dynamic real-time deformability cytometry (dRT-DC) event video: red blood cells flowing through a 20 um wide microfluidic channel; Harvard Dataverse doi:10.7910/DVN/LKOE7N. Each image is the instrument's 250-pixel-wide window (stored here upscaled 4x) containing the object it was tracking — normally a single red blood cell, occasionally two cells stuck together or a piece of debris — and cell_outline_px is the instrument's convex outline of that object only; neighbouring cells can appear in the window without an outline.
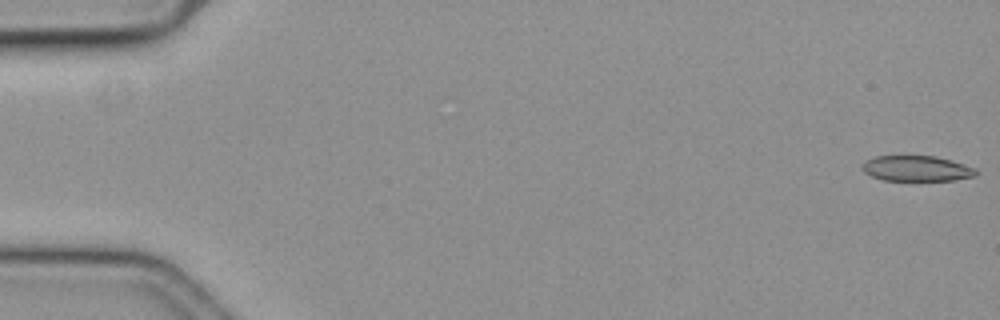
{"species": "common noctule bat (a hibernating species)", "species_latin": "Nyctalus noctula", "temperature_condition": "cold", "stored_images_in_passage": 21, "camera_frame_rate_fps": 3000, "um_per_image_px": 0.085, "animal": {"sex": "female", "body_mass_g": 19.3, "forearm_length_mm": 54.1}, "frame": {"image": 1, "passage_image": 1, "time_ms": 0.0, "image_size_px": [1000, 320], "cell_outline_px": [[976, 176], [956, 180], [884, 180], [872, 176], [864, 172], [860, 168], [868, 160], [876, 156], [936, 156], [952, 160], [976, 168]], "centroid_in_image_um": [77.95, 14.32], "position_along_channel_um": 7.1, "area_um2": 16.82}}
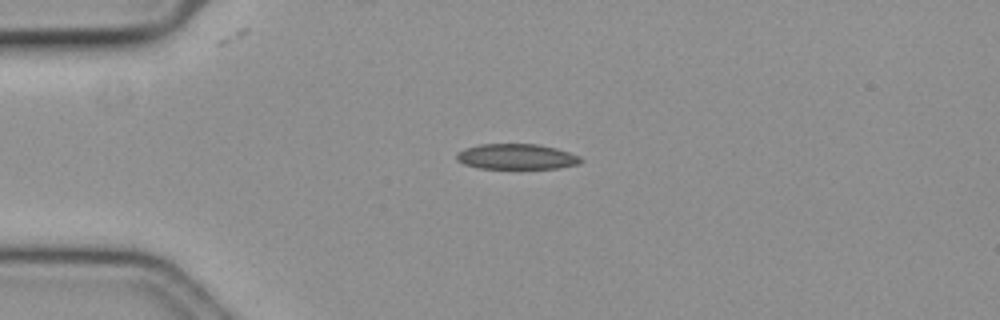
{"frame": {"image": 2, "passage_image": 15, "time_ms": 4.667, "image_size_px": [1000, 320], "cell_outline_px": [[584, 160], [580, 164], [560, 168], [480, 168], [464, 164], [456, 160], [456, 152], [464, 148], [480, 144], [540, 144], [556, 148], [580, 156]], "centroid_in_image_um": [43.91, 13.31], "position_along_channel_um": 41.1, "area_um2": 18.55}}
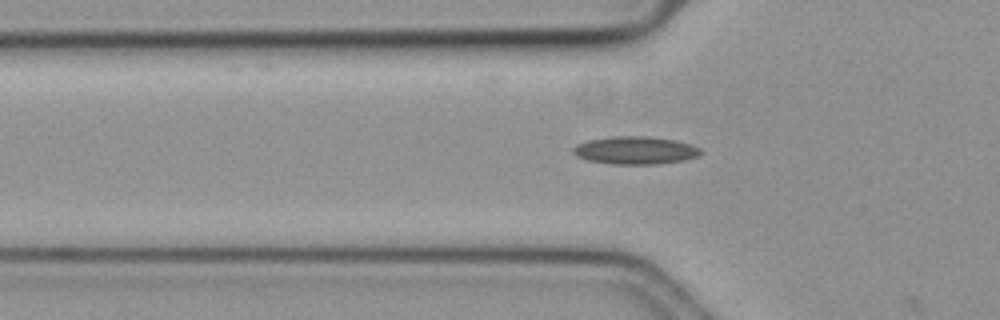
{"frame": {"image": 3, "passage_image": 20, "time_ms": 6.333, "image_size_px": [1000, 320], "cell_outline_px": [[700, 152], [696, 156], [684, 160], [660, 164], [612, 164], [588, 160], [576, 156], [572, 152], [572, 148], [576, 144], [588, 140], [612, 136], [648, 136], [676, 140], [692, 144], [700, 148]], "centroid_in_image_um": [53.97, 12.77], "position_along_channel_um": 71.8, "area_um2": 20.75}}